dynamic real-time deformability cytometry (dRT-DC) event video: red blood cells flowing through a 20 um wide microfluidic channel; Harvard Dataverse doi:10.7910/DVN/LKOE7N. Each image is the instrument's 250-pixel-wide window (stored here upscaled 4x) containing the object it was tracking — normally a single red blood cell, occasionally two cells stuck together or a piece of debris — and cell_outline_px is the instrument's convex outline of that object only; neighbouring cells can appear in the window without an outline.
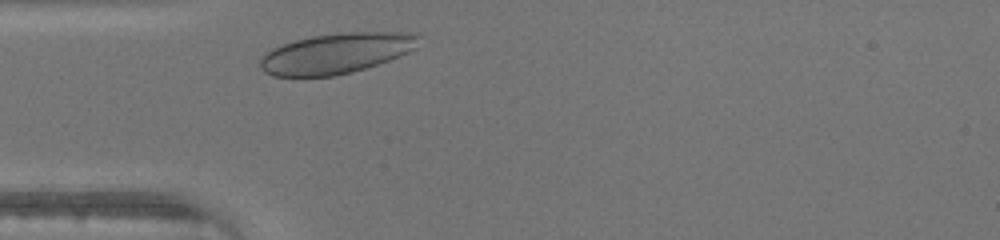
{"species": "human", "species_latin": "Homo sapiens", "temperature_condition": "warm", "stored_images_in_passage": 25, "camera_frame_rate_fps": 3000, "um_per_image_px": 0.085, "donor": {"sex": "male"}, "frame": {"image": 1, "passage_image": 2, "time_ms": 0.333, "image_size_px": [1000, 240], "cell_outline_px": [[420, 36], [416, 48], [400, 56], [352, 72], [336, 76], [272, 76], [264, 72], [260, 68], [260, 60], [264, 52], [280, 44], [312, 36], [344, 32], [420, 32]], "centroid_in_image_um": [28.58, 4.52], "position_along_channel_um": 56.4, "area_um2": 37.57}}
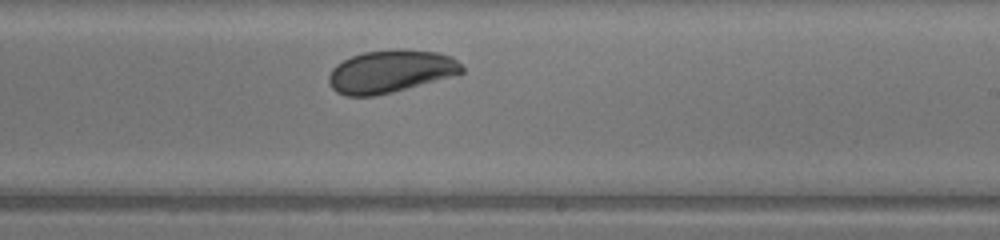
{"frame": {"image": 2, "passage_image": 16, "time_ms": 5.0, "image_size_px": [1000, 240], "cell_outline_px": [[464, 72], [392, 92], [376, 96], [344, 96], [336, 92], [328, 84], [328, 76], [332, 68], [336, 64], [352, 56], [364, 52], [436, 52], [452, 56], [464, 68]], "centroid_in_image_um": [33.12, 6.12], "position_along_channel_um": 255.9, "area_um2": 31.96}}
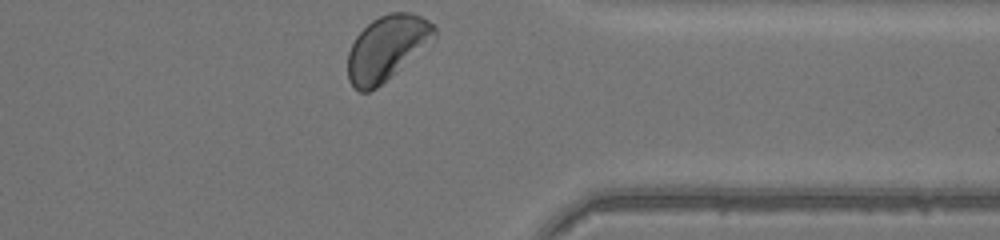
{"frame": {"image": 3, "passage_image": 25, "time_ms": 8.0, "image_size_px": [1000, 240], "cell_outline_px": [[436, 40], [376, 88], [368, 92], [360, 92], [348, 80], [348, 52], [356, 36], [372, 20], [388, 12], [412, 12], [428, 20], [436, 28]], "centroid_in_image_um": [32.91, 4.06], "position_along_channel_um": 378.5, "area_um2": 32.77}}